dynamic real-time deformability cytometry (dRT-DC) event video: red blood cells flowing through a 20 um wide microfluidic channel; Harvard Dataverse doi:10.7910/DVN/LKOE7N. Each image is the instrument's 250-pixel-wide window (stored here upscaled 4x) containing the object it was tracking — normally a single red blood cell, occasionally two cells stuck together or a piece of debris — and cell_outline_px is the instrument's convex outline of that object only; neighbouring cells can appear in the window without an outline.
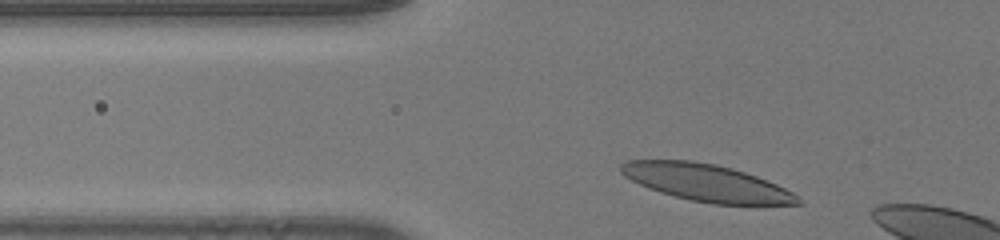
{"species": "human", "species_latin": "Homo sapiens", "temperature_condition": "room temperature", "stored_images_in_passage": 30, "camera_frame_rate_fps": 3000, "um_per_image_px": 0.085, "donor": {"sex": "male"}, "frame": {"image": 1, "passage_image": 3, "time_ms": 0.667, "image_size_px": [1000, 240], "cell_outline_px": [[804, 204], [712, 204], [692, 200], [660, 192], [648, 188], [624, 176], [620, 172], [620, 164], [628, 160], [692, 160], [716, 164], [744, 172], [756, 176], [776, 184], [792, 192]], "centroid_in_image_um": [60.01, 15.52], "position_along_channel_um": 65.8, "area_um2": 37.74}}
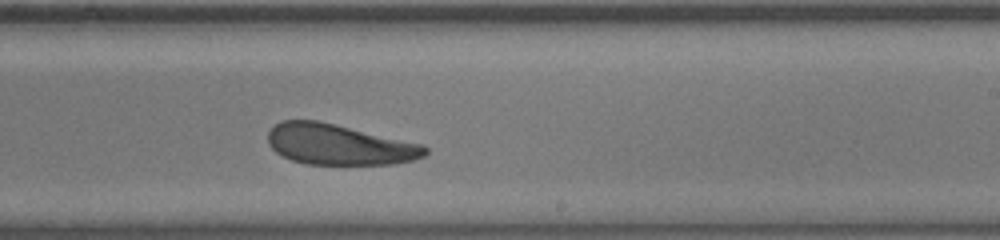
{"frame": {"image": 2, "passage_image": 19, "time_ms": 6.0, "image_size_px": [1000, 240], "cell_outline_px": [[428, 152], [424, 156], [416, 160], [396, 164], [304, 164], [292, 160], [276, 152], [268, 144], [268, 132], [280, 120], [316, 120], [424, 144], [428, 148]], "centroid_in_image_um": [28.85, 12.29], "position_along_channel_um": 260.1, "area_um2": 37.28}}
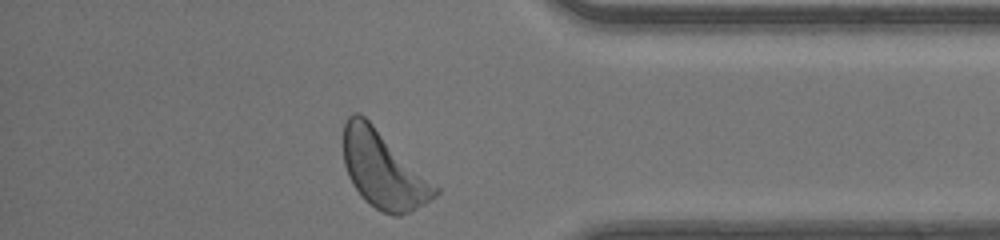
{"frame": {"image": 3, "passage_image": 30, "time_ms": 9.667, "image_size_px": [1000, 240], "cell_outline_px": [[440, 192], [436, 196], [424, 204], [400, 216], [392, 216], [376, 208], [364, 200], [360, 196], [352, 184], [348, 176], [344, 164], [344, 120], [348, 116], [356, 112], [364, 116], [440, 188]], "centroid_in_image_um": [32.58, 14.45], "position_along_channel_um": 402.6, "area_um2": 40.81}, "authors_computed_cell_mechanics": {"area_um2": 38.3214, "velocity_mm_per_s": 4.1147, "shape_relaxation_time_tau1_ms": 3.2898, "shape_relaxation_time_tau2_ms": 5.1578, "deformation_change_tau1": 0.1282, "deformation_change_tau2": 0.1744}}